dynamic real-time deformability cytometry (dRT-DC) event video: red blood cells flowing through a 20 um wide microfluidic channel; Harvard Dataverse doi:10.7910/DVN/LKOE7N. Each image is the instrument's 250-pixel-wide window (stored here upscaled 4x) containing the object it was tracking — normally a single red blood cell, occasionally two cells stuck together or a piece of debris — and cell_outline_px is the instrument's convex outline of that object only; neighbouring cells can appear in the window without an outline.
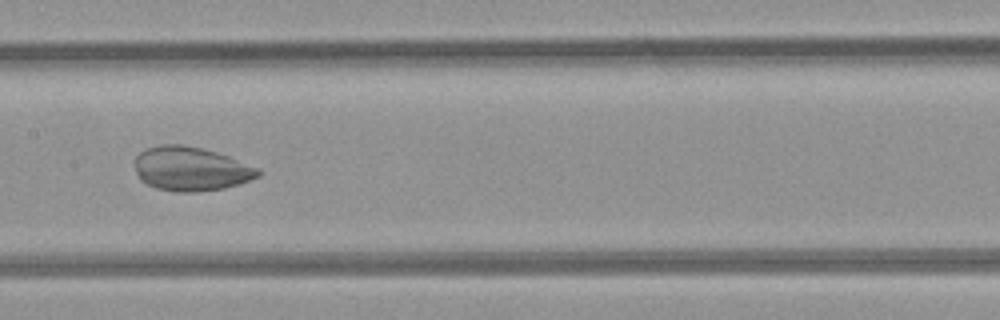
{"species": "common noctule bat (a hibernating species)", "species_latin": "Nyctalus noctula", "temperature_condition": "room temperature", "stored_images_in_passage": 35, "camera_frame_rate_fps": 3000, "um_per_image_px": 0.085, "animal": {"sex": "female", "body_mass_g": 21.9}, "frame": {"image": 1, "passage_image": 16, "time_ms": 5.0, "image_size_px": [1000, 320], "cell_outline_px": [[264, 172], [260, 176], [240, 184], [224, 188], [196, 192], [176, 192], [156, 188], [140, 180], [132, 164], [132, 160], [144, 148], [160, 144], [180, 144], [200, 148], [216, 152], [228, 156], [260, 168]], "centroid_in_image_um": [16.21, 14.35], "position_along_channel_um": 191.2, "area_um2": 32.19}}
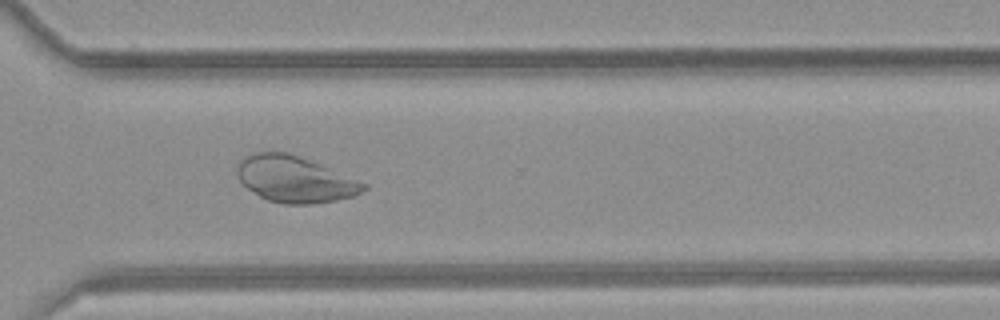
{"frame": {"image": 2, "passage_image": 27, "time_ms": 8.667, "image_size_px": [1000, 320], "cell_outline_px": [[368, 188], [352, 196], [336, 200], [312, 204], [284, 204], [268, 200], [260, 196], [248, 188], [236, 176], [236, 168], [240, 160], [244, 156], [256, 152], [288, 152], [368, 184]], "centroid_in_image_um": [25.02, 15.24], "position_along_channel_um": 345.6, "area_um2": 33.7}}
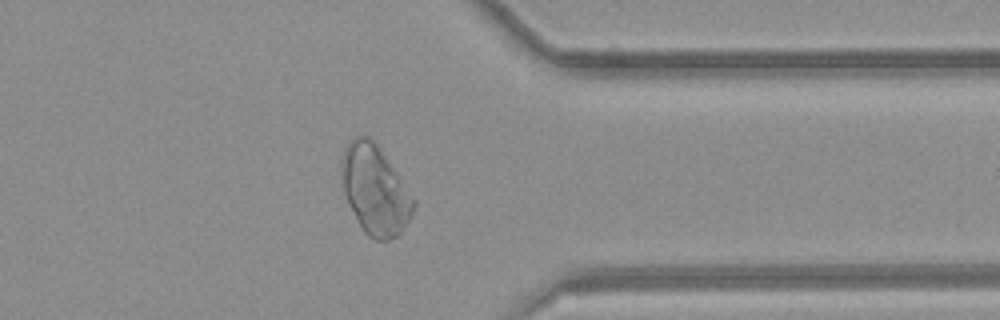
{"frame": {"image": 3, "passage_image": 30, "time_ms": 9.667, "image_size_px": [1000, 320], "cell_outline_px": [[416, 204], [408, 220], [400, 232], [396, 236], [388, 240], [376, 240], [368, 236], [364, 232], [348, 204], [344, 192], [340, 168], [340, 160], [344, 148], [356, 136], [368, 136], [376, 144], [416, 200]], "centroid_in_image_um": [31.85, 16.15], "position_along_channel_um": 379.6, "area_um2": 36.93}}